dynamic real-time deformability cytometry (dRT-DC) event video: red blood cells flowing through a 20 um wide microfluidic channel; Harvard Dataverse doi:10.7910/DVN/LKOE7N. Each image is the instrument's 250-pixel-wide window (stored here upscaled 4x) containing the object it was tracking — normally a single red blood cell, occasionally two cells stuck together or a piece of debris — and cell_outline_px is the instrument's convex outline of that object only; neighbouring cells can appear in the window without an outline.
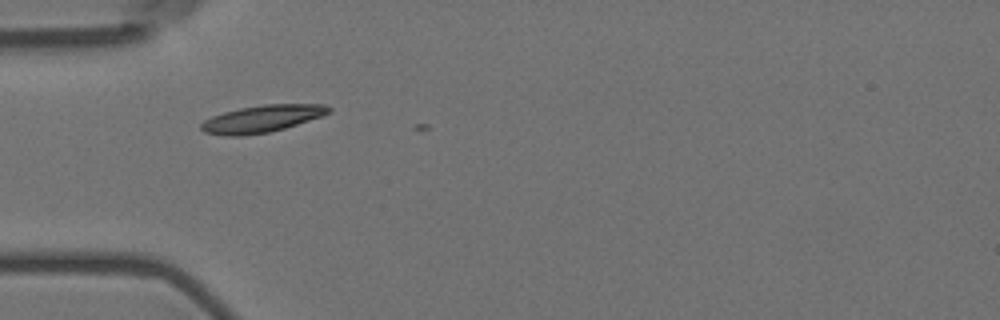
{"species": "Egyptian fruit bat (a non-hibernating species)", "species_latin": "Rousettus aegyptiacus", "temperature_condition": "room temperature", "stored_images_in_passage": 6, "camera_frame_rate_fps": 3000, "um_per_image_px": 0.085, "animal": {"sex": "female"}, "frame": {"image": 1, "passage_image": 3, "time_ms": 0.667, "image_size_px": [1000, 320], "cell_outline_px": [[332, 112], [284, 128], [268, 132], [240, 136], [224, 136], [204, 132], [200, 128], [200, 124], [204, 120], [212, 116], [224, 112], [240, 108], [264, 104], [324, 104], [332, 108]], "centroid_in_image_um": [22.24, 10.09], "position_along_channel_um": 62.8, "area_um2": 20.06}}
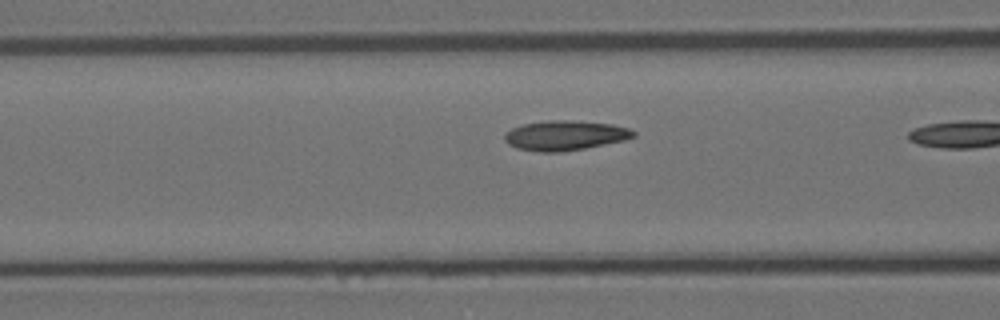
{"frame": {"image": 2, "passage_image": 5, "time_ms": 1.333, "image_size_px": [1000, 320], "cell_outline_px": [[636, 136], [624, 140], [584, 148], [560, 152], [540, 152], [516, 148], [508, 144], [504, 140], [504, 132], [512, 128], [524, 124], [548, 120], [568, 120], [612, 124], [628, 128], [636, 132]], "centroid_in_image_um": [48.0, 11.51], "position_along_channel_um": 118.6, "area_um2": 22.31}}